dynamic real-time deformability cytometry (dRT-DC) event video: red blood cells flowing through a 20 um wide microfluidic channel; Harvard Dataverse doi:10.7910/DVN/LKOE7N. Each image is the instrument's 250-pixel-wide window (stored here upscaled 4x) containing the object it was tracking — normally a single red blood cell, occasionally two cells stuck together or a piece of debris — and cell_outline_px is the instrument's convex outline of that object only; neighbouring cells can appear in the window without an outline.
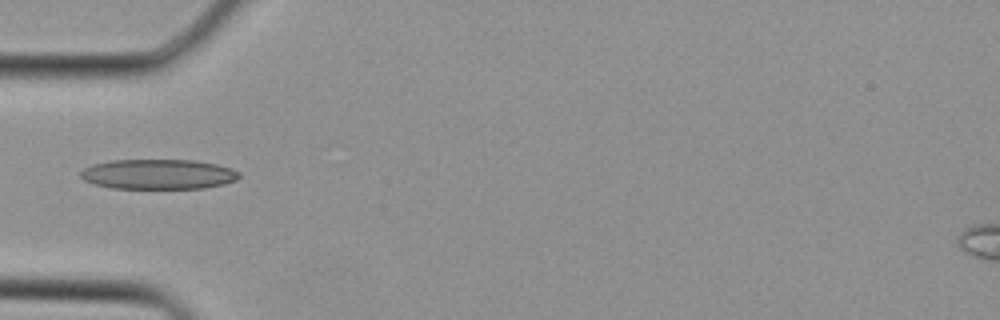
{"species": "Egyptian fruit bat (a non-hibernating species)", "species_latin": "Rousettus aegyptiacus", "temperature_condition": "cold", "stored_images_in_passage": 4, "camera_frame_rate_fps": 3000, "um_per_image_px": 0.085, "animal": {"sex": "female"}, "frame": {"image": 1, "passage_image": 4, "time_ms": 1.0, "image_size_px": [1000, 320], "cell_outline_px": [[240, 176], [236, 180], [224, 184], [204, 188], [112, 188], [92, 184], [84, 180], [80, 176], [80, 172], [84, 168], [92, 164], [112, 160], [196, 160], [216, 164], [232, 168], [240, 172]], "centroid_in_image_um": [13.45, 14.8], "position_along_channel_um": 71.5, "area_um2": 27.86}}